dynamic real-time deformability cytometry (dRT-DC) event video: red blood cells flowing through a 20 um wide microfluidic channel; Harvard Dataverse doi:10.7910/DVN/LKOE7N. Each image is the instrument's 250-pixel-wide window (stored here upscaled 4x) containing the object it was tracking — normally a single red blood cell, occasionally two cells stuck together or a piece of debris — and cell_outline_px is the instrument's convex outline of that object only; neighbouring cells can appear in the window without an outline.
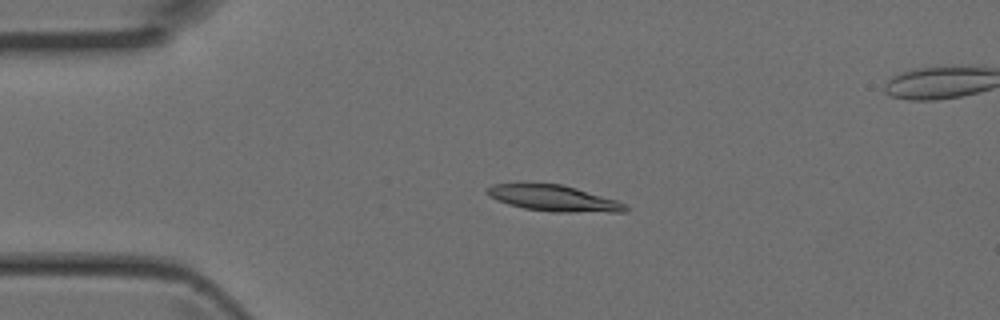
{"species": "Egyptian fruit bat (a non-hibernating species)", "species_latin": "Rousettus aegyptiacus", "temperature_condition": "room temperature", "stored_images_in_passage": 2, "camera_frame_rate_fps": 3000, "um_per_image_px": 0.085, "animal": {"sex": "female"}, "frame": {"image": 1, "passage_image": 2, "time_ms": 0.333, "image_size_px": [1000, 320], "cell_outline_px": [[628, 212], [552, 212], [524, 208], [508, 204], [496, 200], [488, 196], [484, 192], [488, 188], [496, 184], [560, 184], [576, 188], [616, 200], [624, 204], [628, 208]], "centroid_in_image_um": [47.06, 16.87], "position_along_channel_um": 37.9, "area_um2": 20.75}}